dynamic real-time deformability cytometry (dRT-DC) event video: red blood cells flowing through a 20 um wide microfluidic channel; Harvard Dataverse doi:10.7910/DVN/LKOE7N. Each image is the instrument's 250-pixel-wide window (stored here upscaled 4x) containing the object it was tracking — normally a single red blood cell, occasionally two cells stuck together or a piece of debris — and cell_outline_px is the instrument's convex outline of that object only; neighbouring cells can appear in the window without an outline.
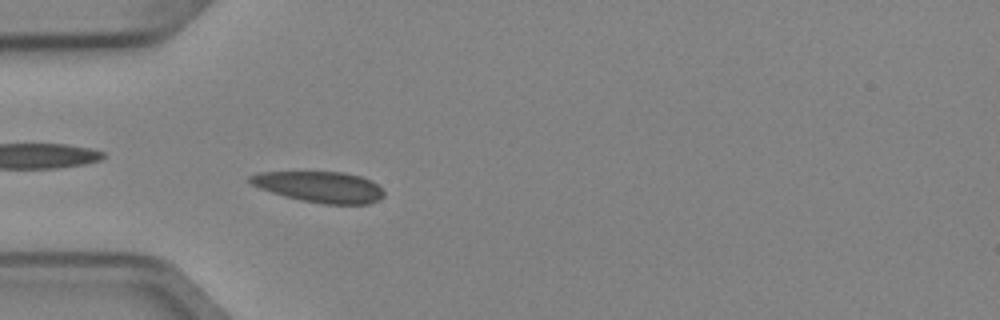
{"species": "Egyptian fruit bat (a non-hibernating species)", "species_latin": "Rousettus aegyptiacus", "temperature_condition": "cold", "stored_images_in_passage": 46, "camera_frame_rate_fps": 3000, "um_per_image_px": 0.085, "animal": {"sex": "female"}, "frame": {"image": 1, "passage_image": 10, "time_ms": 3.0, "image_size_px": [1000, 320], "cell_outline_px": [[384, 196], [380, 200], [368, 204], [324, 204], [300, 200], [284, 196], [260, 188], [252, 184], [248, 180], [248, 176], [260, 172], [344, 172], [364, 176], [372, 180], [384, 192]], "centroid_in_image_um": [27.22, 15.88], "position_along_channel_um": 57.8, "area_um2": 24.28}}
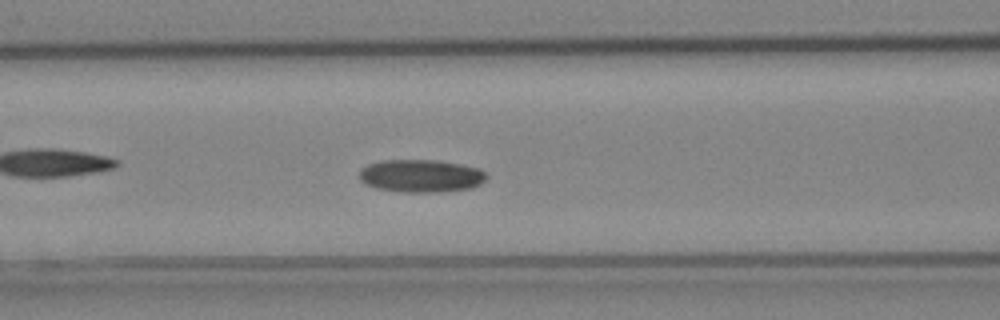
{"frame": {"image": 2, "passage_image": 16, "time_ms": 5.0, "image_size_px": [1000, 320], "cell_outline_px": [[488, 176], [480, 184], [472, 188], [440, 192], [404, 192], [376, 188], [364, 184], [360, 180], [360, 168], [368, 164], [384, 160], [436, 160], [460, 164], [480, 168]], "centroid_in_image_um": [35.78, 14.95], "position_along_channel_um": 130.8, "area_um2": 24.39}}
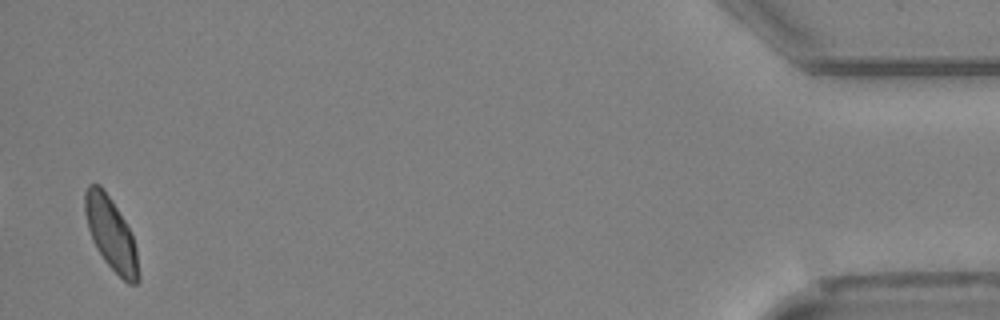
{"frame": {"image": 3, "passage_image": 45, "time_ms": 14.667, "image_size_px": [1000, 320], "cell_outline_px": [[140, 280], [136, 284], [128, 284], [104, 260], [96, 248], [92, 240], [88, 228], [84, 212], [84, 192], [88, 184], [100, 184], [104, 188], [112, 200], [132, 232], [136, 248], [140, 276]], "centroid_in_image_um": [9.44, 19.85], "position_along_channel_um": 425.8, "area_um2": 22.89}, "authors_computed_cell_mechanics": {"area_um2": 23.0044, "velocity_mm_per_s": 3.9273, "shape_relaxation_time_tau1_ms": null, "shape_relaxation_time_tau2_ms": 4.272, "deformation_change_tau1": null, "deformation_change_tau2": 0.0749}}